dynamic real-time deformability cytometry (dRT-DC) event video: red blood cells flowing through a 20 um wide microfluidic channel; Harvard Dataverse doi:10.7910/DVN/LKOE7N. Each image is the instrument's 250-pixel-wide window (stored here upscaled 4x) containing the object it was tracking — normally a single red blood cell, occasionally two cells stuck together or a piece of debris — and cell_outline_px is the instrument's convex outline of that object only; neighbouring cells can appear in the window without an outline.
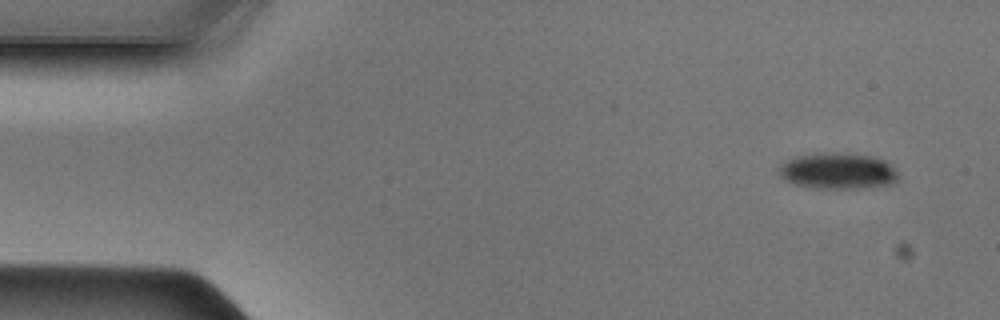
{"species": "Egyptian fruit bat (a non-hibernating species)", "species_latin": "Rousettus aegyptiacus", "temperature_condition": "cold", "stored_images_in_passage": 46, "camera_frame_rate_fps": 3000, "um_per_image_px": 0.085, "animal": {"sex": "male"}, "frame": {"image": 1, "passage_image": 1, "time_ms": 0.0, "image_size_px": [1000, 320], "cell_outline_px": [[896, 180], [892, 184], [860, 188], [816, 188], [796, 184], [780, 176], [780, 168], [788, 160], [796, 156], [820, 152], [848, 152], [872, 156], [884, 160], [892, 164], [896, 172]], "centroid_in_image_um": [71.26, 14.51], "position_along_channel_um": 13.7, "area_um2": 25.03}}
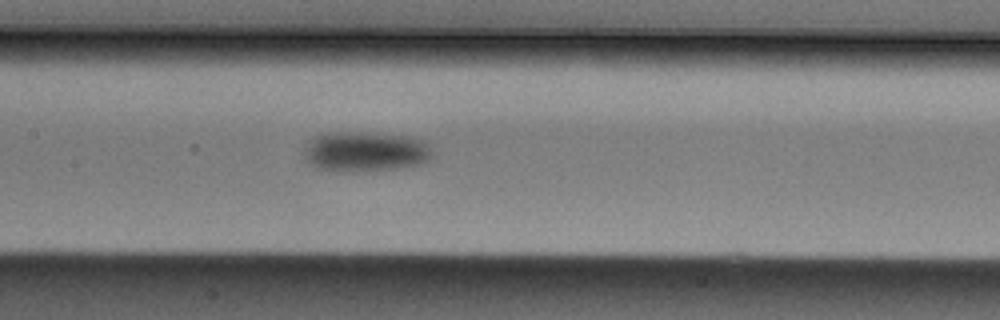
{"frame": {"image": 2, "passage_image": 20, "time_ms": 6.333, "image_size_px": [1000, 320], "cell_outline_px": [[432, 156], [428, 160], [420, 164], [396, 168], [352, 172], [336, 172], [316, 168], [304, 156], [304, 148], [308, 140], [312, 136], [328, 132], [352, 132], [408, 136], [420, 140], [428, 144], [432, 152]], "centroid_in_image_um": [30.99, 12.89], "position_along_channel_um": 176.4, "area_um2": 30.06}}
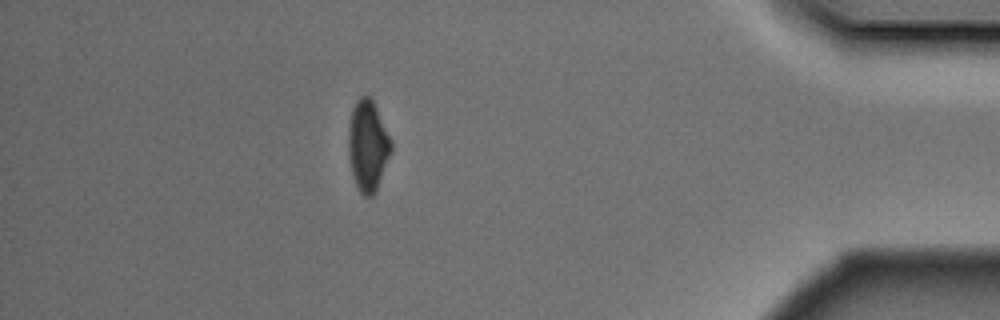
{"frame": {"image": 3, "passage_image": 40, "time_ms": 13.0, "image_size_px": [1000, 320], "cell_outline_px": [[392, 152], [376, 188], [372, 196], [364, 196], [360, 192], [352, 176], [348, 156], [348, 128], [352, 108], [356, 100], [360, 96], [368, 96], [372, 100], [392, 140]], "centroid_in_image_um": [31.25, 12.37], "position_along_channel_um": 404.0, "area_um2": 22.6}}